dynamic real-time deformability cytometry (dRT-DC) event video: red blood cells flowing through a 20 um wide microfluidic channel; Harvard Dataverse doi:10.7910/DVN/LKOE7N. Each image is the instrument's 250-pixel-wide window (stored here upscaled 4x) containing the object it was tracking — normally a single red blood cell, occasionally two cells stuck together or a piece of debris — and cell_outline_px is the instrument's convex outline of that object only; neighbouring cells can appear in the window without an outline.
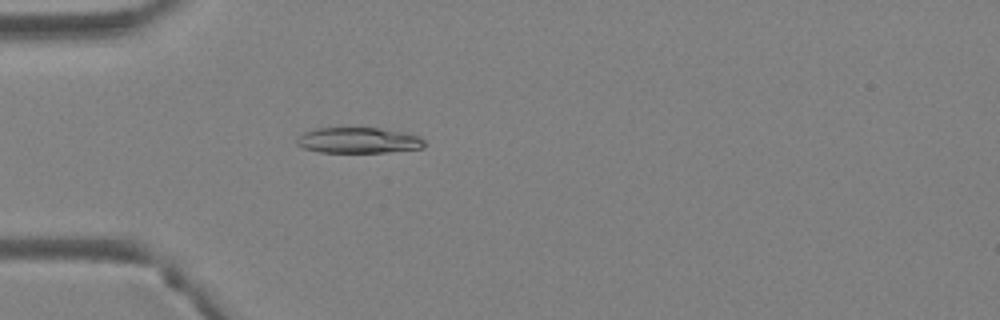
{"species": "Egyptian fruit bat (a non-hibernating species)", "species_latin": "Rousettus aegyptiacus", "temperature_condition": "warm", "stored_images_in_passage": 4, "camera_frame_rate_fps": 3000, "um_per_image_px": 0.085, "animal": {"sex": "female"}, "frame": {"image": 1, "passage_image": 4, "time_ms": 1.0, "image_size_px": [1000, 320], "cell_outline_px": [[424, 148], [388, 152], [320, 152], [304, 148], [296, 144], [296, 140], [304, 132], [316, 128], [380, 128], [420, 136], [424, 140]], "centroid_in_image_um": [30.47, 11.93], "position_along_channel_um": 54.5, "area_um2": 19.02}}